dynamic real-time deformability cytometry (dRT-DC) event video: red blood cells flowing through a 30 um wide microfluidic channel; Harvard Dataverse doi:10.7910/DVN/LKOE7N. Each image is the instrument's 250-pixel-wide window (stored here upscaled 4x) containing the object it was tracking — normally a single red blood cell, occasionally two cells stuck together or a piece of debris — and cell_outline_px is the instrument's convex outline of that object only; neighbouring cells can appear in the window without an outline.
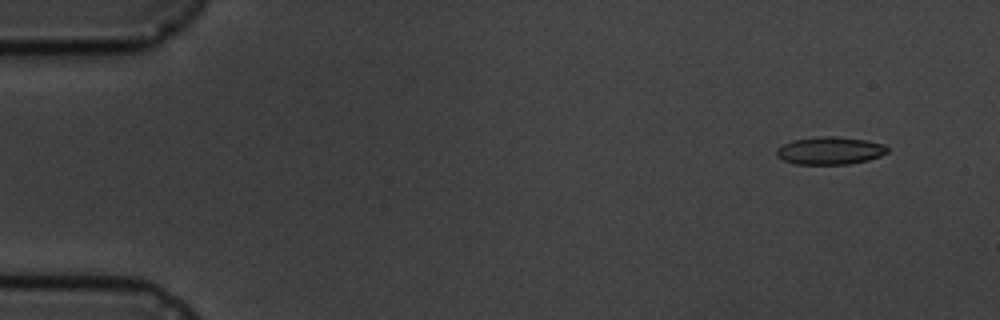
{"species": "common noctule bat (a hibernating species)", "species_latin": "Nyctalus noctula", "temperature_condition": "cold", "stored_images_in_passage": 5, "camera_frame_rate_fps": 3000, "um_per_image_px": 0.085, "animal": {"sex": "male", "body_mass_g": 19.5, "forearm_length_mm": 54.6}, "frame": {"image": 1, "passage_image": 2, "time_ms": 1.333, "image_size_px": [1000, 320], "cell_outline_px": [[888, 152], [880, 156], [868, 160], [848, 164], [796, 164], [784, 160], [776, 156], [776, 148], [792, 140], [824, 136], [836, 136], [868, 140], [884, 144], [888, 148]], "centroid_in_image_um": [70.56, 12.8], "position_along_channel_um": 14.4, "area_um2": 17.92}}